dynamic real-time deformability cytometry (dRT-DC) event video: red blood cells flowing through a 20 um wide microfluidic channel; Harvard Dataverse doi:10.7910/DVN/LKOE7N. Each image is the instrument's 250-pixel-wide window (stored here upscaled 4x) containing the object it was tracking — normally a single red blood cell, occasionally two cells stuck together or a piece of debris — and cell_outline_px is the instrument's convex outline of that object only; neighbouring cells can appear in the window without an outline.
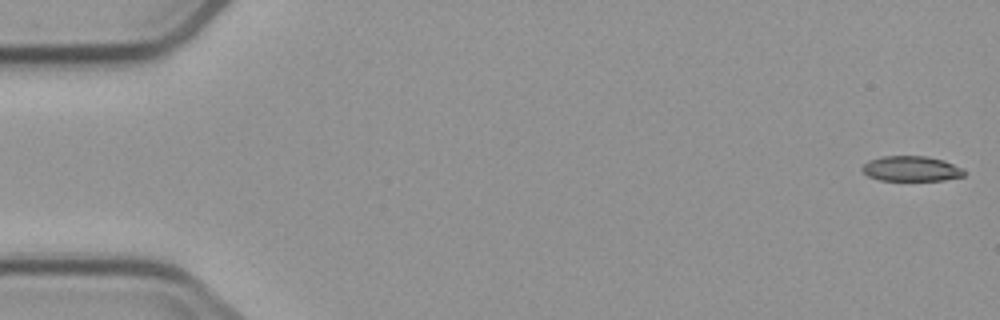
{"species": "common noctule bat (a hibernating species)", "species_latin": "Nyctalus noctula", "temperature_condition": "cold", "stored_images_in_passage": 6, "camera_frame_rate_fps": 3000, "um_per_image_px": 0.085, "animal": {"sex": "male", "body_mass_g": 23.1, "forearm_length_mm": 52.7}, "frame": {"image": 1, "passage_image": 1, "time_ms": 0.0, "image_size_px": [1000, 320], "cell_outline_px": [[964, 176], [944, 180], [880, 180], [868, 176], [860, 168], [868, 160], [884, 156], [924, 156], [944, 160], [964, 168]], "centroid_in_image_um": [77.46, 14.33], "position_along_channel_um": 7.5, "area_um2": 14.97}}